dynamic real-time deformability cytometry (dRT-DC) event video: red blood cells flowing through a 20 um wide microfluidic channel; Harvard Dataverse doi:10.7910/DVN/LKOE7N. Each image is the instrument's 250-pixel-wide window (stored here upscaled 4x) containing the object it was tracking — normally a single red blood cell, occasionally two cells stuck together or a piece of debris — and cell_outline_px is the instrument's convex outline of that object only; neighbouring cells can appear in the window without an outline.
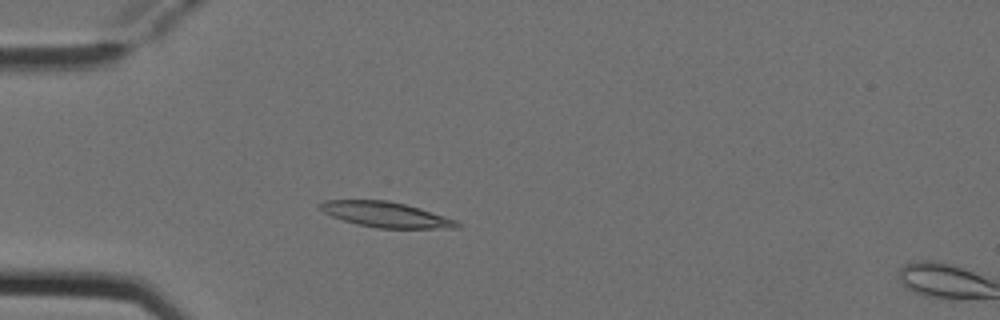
{"species": "Egyptian fruit bat (a non-hibernating species)", "species_latin": "Rousettus aegyptiacus", "temperature_condition": "cold", "stored_images_in_passage": 5, "camera_frame_rate_fps": 3000, "um_per_image_px": 0.085, "animal": {"sex": "female"}, "frame": {"image": 1, "passage_image": 4, "time_ms": 1.0, "image_size_px": [1000, 320], "cell_outline_px": [[460, 224], [456, 228], [376, 228], [344, 220], [332, 216], [324, 212], [316, 204], [324, 200], [388, 200], [420, 208], [456, 220]], "centroid_in_image_um": [32.77, 18.23], "position_along_channel_um": 52.2, "area_um2": 20.0}}